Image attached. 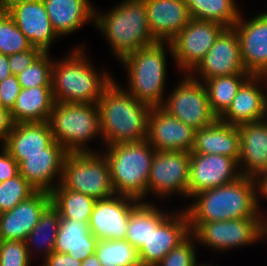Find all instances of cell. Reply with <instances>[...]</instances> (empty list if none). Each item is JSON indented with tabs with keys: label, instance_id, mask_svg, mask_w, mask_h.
Wrapping results in <instances>:
<instances>
[{
	"label": "cell",
	"instance_id": "60d3db41",
	"mask_svg": "<svg viewBox=\"0 0 267 266\" xmlns=\"http://www.w3.org/2000/svg\"><path fill=\"white\" fill-rule=\"evenodd\" d=\"M21 89L22 87L16 75H11L0 82V102L2 107L11 111Z\"/></svg>",
	"mask_w": 267,
	"mask_h": 266
},
{
	"label": "cell",
	"instance_id": "d4e9b609",
	"mask_svg": "<svg viewBox=\"0 0 267 266\" xmlns=\"http://www.w3.org/2000/svg\"><path fill=\"white\" fill-rule=\"evenodd\" d=\"M53 141L48 122L18 123L2 146L19 164L23 155L47 154V147Z\"/></svg>",
	"mask_w": 267,
	"mask_h": 266
},
{
	"label": "cell",
	"instance_id": "8fae6325",
	"mask_svg": "<svg viewBox=\"0 0 267 266\" xmlns=\"http://www.w3.org/2000/svg\"><path fill=\"white\" fill-rule=\"evenodd\" d=\"M225 28L214 21L191 19L170 42H166L177 67L189 74Z\"/></svg>",
	"mask_w": 267,
	"mask_h": 266
},
{
	"label": "cell",
	"instance_id": "52a82bcc",
	"mask_svg": "<svg viewBox=\"0 0 267 266\" xmlns=\"http://www.w3.org/2000/svg\"><path fill=\"white\" fill-rule=\"evenodd\" d=\"M48 124L53 139L68 153L93 152L85 148L87 141L102 138L97 103L54 102Z\"/></svg>",
	"mask_w": 267,
	"mask_h": 266
},
{
	"label": "cell",
	"instance_id": "6da1fadb",
	"mask_svg": "<svg viewBox=\"0 0 267 266\" xmlns=\"http://www.w3.org/2000/svg\"><path fill=\"white\" fill-rule=\"evenodd\" d=\"M258 179L242 176L236 181L193 196L185 207L189 223L261 217L259 212Z\"/></svg>",
	"mask_w": 267,
	"mask_h": 266
},
{
	"label": "cell",
	"instance_id": "ba28073f",
	"mask_svg": "<svg viewBox=\"0 0 267 266\" xmlns=\"http://www.w3.org/2000/svg\"><path fill=\"white\" fill-rule=\"evenodd\" d=\"M60 184L65 189L86 194L96 200L115 194L109 163L105 155L98 151L67 153Z\"/></svg>",
	"mask_w": 267,
	"mask_h": 266
},
{
	"label": "cell",
	"instance_id": "c3c4849f",
	"mask_svg": "<svg viewBox=\"0 0 267 266\" xmlns=\"http://www.w3.org/2000/svg\"><path fill=\"white\" fill-rule=\"evenodd\" d=\"M28 0H0V12H7L13 6Z\"/></svg>",
	"mask_w": 267,
	"mask_h": 266
},
{
	"label": "cell",
	"instance_id": "e575fe53",
	"mask_svg": "<svg viewBox=\"0 0 267 266\" xmlns=\"http://www.w3.org/2000/svg\"><path fill=\"white\" fill-rule=\"evenodd\" d=\"M95 255L101 266H141L138 249L128 240H98Z\"/></svg>",
	"mask_w": 267,
	"mask_h": 266
},
{
	"label": "cell",
	"instance_id": "ac0fdd59",
	"mask_svg": "<svg viewBox=\"0 0 267 266\" xmlns=\"http://www.w3.org/2000/svg\"><path fill=\"white\" fill-rule=\"evenodd\" d=\"M190 234L189 218L183 208L170 215L155 229L138 250L141 266H156L169 251Z\"/></svg>",
	"mask_w": 267,
	"mask_h": 266
},
{
	"label": "cell",
	"instance_id": "8d00e7d4",
	"mask_svg": "<svg viewBox=\"0 0 267 266\" xmlns=\"http://www.w3.org/2000/svg\"><path fill=\"white\" fill-rule=\"evenodd\" d=\"M36 190L20 175L0 183V213L12 210Z\"/></svg>",
	"mask_w": 267,
	"mask_h": 266
},
{
	"label": "cell",
	"instance_id": "e0dca14e",
	"mask_svg": "<svg viewBox=\"0 0 267 266\" xmlns=\"http://www.w3.org/2000/svg\"><path fill=\"white\" fill-rule=\"evenodd\" d=\"M233 28L237 32L246 72L253 76H267V11L248 21L240 15Z\"/></svg>",
	"mask_w": 267,
	"mask_h": 266
},
{
	"label": "cell",
	"instance_id": "ab89813d",
	"mask_svg": "<svg viewBox=\"0 0 267 266\" xmlns=\"http://www.w3.org/2000/svg\"><path fill=\"white\" fill-rule=\"evenodd\" d=\"M30 262L25 241L0 242V266H30Z\"/></svg>",
	"mask_w": 267,
	"mask_h": 266
},
{
	"label": "cell",
	"instance_id": "9a60e30c",
	"mask_svg": "<svg viewBox=\"0 0 267 266\" xmlns=\"http://www.w3.org/2000/svg\"><path fill=\"white\" fill-rule=\"evenodd\" d=\"M238 167L236 159L224 155L190 153L188 197L236 181L242 177Z\"/></svg>",
	"mask_w": 267,
	"mask_h": 266
},
{
	"label": "cell",
	"instance_id": "f1b7e54d",
	"mask_svg": "<svg viewBox=\"0 0 267 266\" xmlns=\"http://www.w3.org/2000/svg\"><path fill=\"white\" fill-rule=\"evenodd\" d=\"M54 102L51 86L22 88L10 111L12 120L15 124L48 122Z\"/></svg>",
	"mask_w": 267,
	"mask_h": 266
},
{
	"label": "cell",
	"instance_id": "f546056e",
	"mask_svg": "<svg viewBox=\"0 0 267 266\" xmlns=\"http://www.w3.org/2000/svg\"><path fill=\"white\" fill-rule=\"evenodd\" d=\"M169 215L152 203L141 201L131 212L125 239L139 250L147 242L152 230H155Z\"/></svg>",
	"mask_w": 267,
	"mask_h": 266
},
{
	"label": "cell",
	"instance_id": "b9f144b4",
	"mask_svg": "<svg viewBox=\"0 0 267 266\" xmlns=\"http://www.w3.org/2000/svg\"><path fill=\"white\" fill-rule=\"evenodd\" d=\"M43 52L39 48L31 47L29 50L8 55V63L12 75H18L30 66Z\"/></svg>",
	"mask_w": 267,
	"mask_h": 266
},
{
	"label": "cell",
	"instance_id": "d6986e66",
	"mask_svg": "<svg viewBox=\"0 0 267 266\" xmlns=\"http://www.w3.org/2000/svg\"><path fill=\"white\" fill-rule=\"evenodd\" d=\"M263 83H267V76L251 75L241 85L228 109L218 119L233 126L265 119L267 116V84L264 90L261 89Z\"/></svg>",
	"mask_w": 267,
	"mask_h": 266
},
{
	"label": "cell",
	"instance_id": "1f68e13d",
	"mask_svg": "<svg viewBox=\"0 0 267 266\" xmlns=\"http://www.w3.org/2000/svg\"><path fill=\"white\" fill-rule=\"evenodd\" d=\"M97 200L86 194L65 189L61 184L51 192V204L58 210L60 217L89 223Z\"/></svg>",
	"mask_w": 267,
	"mask_h": 266
},
{
	"label": "cell",
	"instance_id": "74e56055",
	"mask_svg": "<svg viewBox=\"0 0 267 266\" xmlns=\"http://www.w3.org/2000/svg\"><path fill=\"white\" fill-rule=\"evenodd\" d=\"M42 53L30 66L17 75L22 88L51 86L53 61Z\"/></svg>",
	"mask_w": 267,
	"mask_h": 266
},
{
	"label": "cell",
	"instance_id": "4dcf8cb0",
	"mask_svg": "<svg viewBox=\"0 0 267 266\" xmlns=\"http://www.w3.org/2000/svg\"><path fill=\"white\" fill-rule=\"evenodd\" d=\"M191 19L214 21L232 28L241 12L235 0H185Z\"/></svg>",
	"mask_w": 267,
	"mask_h": 266
},
{
	"label": "cell",
	"instance_id": "bcb514c9",
	"mask_svg": "<svg viewBox=\"0 0 267 266\" xmlns=\"http://www.w3.org/2000/svg\"><path fill=\"white\" fill-rule=\"evenodd\" d=\"M11 75L12 73L8 63V56L0 53V82Z\"/></svg>",
	"mask_w": 267,
	"mask_h": 266
},
{
	"label": "cell",
	"instance_id": "2e32d148",
	"mask_svg": "<svg viewBox=\"0 0 267 266\" xmlns=\"http://www.w3.org/2000/svg\"><path fill=\"white\" fill-rule=\"evenodd\" d=\"M195 130L161 106L152 107L148 116L146 141L156 151L192 152Z\"/></svg>",
	"mask_w": 267,
	"mask_h": 266
},
{
	"label": "cell",
	"instance_id": "f907efd6",
	"mask_svg": "<svg viewBox=\"0 0 267 266\" xmlns=\"http://www.w3.org/2000/svg\"><path fill=\"white\" fill-rule=\"evenodd\" d=\"M263 238L267 239V218L264 219V236Z\"/></svg>",
	"mask_w": 267,
	"mask_h": 266
},
{
	"label": "cell",
	"instance_id": "603a6c76",
	"mask_svg": "<svg viewBox=\"0 0 267 266\" xmlns=\"http://www.w3.org/2000/svg\"><path fill=\"white\" fill-rule=\"evenodd\" d=\"M148 25L158 42H170L191 20L185 0H144Z\"/></svg>",
	"mask_w": 267,
	"mask_h": 266
},
{
	"label": "cell",
	"instance_id": "ee69618b",
	"mask_svg": "<svg viewBox=\"0 0 267 266\" xmlns=\"http://www.w3.org/2000/svg\"><path fill=\"white\" fill-rule=\"evenodd\" d=\"M82 261L67 253L52 252L44 259L43 266H81Z\"/></svg>",
	"mask_w": 267,
	"mask_h": 266
},
{
	"label": "cell",
	"instance_id": "8992f818",
	"mask_svg": "<svg viewBox=\"0 0 267 266\" xmlns=\"http://www.w3.org/2000/svg\"><path fill=\"white\" fill-rule=\"evenodd\" d=\"M165 45L166 42H157L130 52L119 60L127 69V91L138 101L151 107L162 106L165 100Z\"/></svg>",
	"mask_w": 267,
	"mask_h": 266
},
{
	"label": "cell",
	"instance_id": "4316f807",
	"mask_svg": "<svg viewBox=\"0 0 267 266\" xmlns=\"http://www.w3.org/2000/svg\"><path fill=\"white\" fill-rule=\"evenodd\" d=\"M191 153L219 154L239 161L240 135L237 126L217 119L213 124L196 130Z\"/></svg>",
	"mask_w": 267,
	"mask_h": 266
},
{
	"label": "cell",
	"instance_id": "4fadbf2b",
	"mask_svg": "<svg viewBox=\"0 0 267 266\" xmlns=\"http://www.w3.org/2000/svg\"><path fill=\"white\" fill-rule=\"evenodd\" d=\"M193 72L195 74L197 72V74L195 75ZM236 74L249 73L246 72L241 60L237 32L233 27L225 28L189 75L200 82H204L214 77ZM197 76H200L202 81Z\"/></svg>",
	"mask_w": 267,
	"mask_h": 266
},
{
	"label": "cell",
	"instance_id": "30bf717a",
	"mask_svg": "<svg viewBox=\"0 0 267 266\" xmlns=\"http://www.w3.org/2000/svg\"><path fill=\"white\" fill-rule=\"evenodd\" d=\"M184 74L183 80L170 92L161 107L196 131L213 124L218 117L210 108L204 83Z\"/></svg>",
	"mask_w": 267,
	"mask_h": 266
},
{
	"label": "cell",
	"instance_id": "484cf974",
	"mask_svg": "<svg viewBox=\"0 0 267 266\" xmlns=\"http://www.w3.org/2000/svg\"><path fill=\"white\" fill-rule=\"evenodd\" d=\"M57 36L75 32L87 22L93 23L95 7L90 0H42Z\"/></svg>",
	"mask_w": 267,
	"mask_h": 266
},
{
	"label": "cell",
	"instance_id": "d6a6232c",
	"mask_svg": "<svg viewBox=\"0 0 267 266\" xmlns=\"http://www.w3.org/2000/svg\"><path fill=\"white\" fill-rule=\"evenodd\" d=\"M59 225L60 214L58 210L50 204L41 214L38 223L25 239V244L30 258L33 256L31 253L36 251L34 248H36L39 252L44 250L43 253L45 255L42 256L43 259H46L54 251L55 239L59 230Z\"/></svg>",
	"mask_w": 267,
	"mask_h": 266
},
{
	"label": "cell",
	"instance_id": "f35d334b",
	"mask_svg": "<svg viewBox=\"0 0 267 266\" xmlns=\"http://www.w3.org/2000/svg\"><path fill=\"white\" fill-rule=\"evenodd\" d=\"M192 239L194 236L190 233L181 243L169 251L156 266H195L197 253L196 244L192 242Z\"/></svg>",
	"mask_w": 267,
	"mask_h": 266
},
{
	"label": "cell",
	"instance_id": "7a4b0ae2",
	"mask_svg": "<svg viewBox=\"0 0 267 266\" xmlns=\"http://www.w3.org/2000/svg\"><path fill=\"white\" fill-rule=\"evenodd\" d=\"M97 107L106 146L146 140L152 107L118 86L115 79L104 89Z\"/></svg>",
	"mask_w": 267,
	"mask_h": 266
},
{
	"label": "cell",
	"instance_id": "277c9868",
	"mask_svg": "<svg viewBox=\"0 0 267 266\" xmlns=\"http://www.w3.org/2000/svg\"><path fill=\"white\" fill-rule=\"evenodd\" d=\"M84 55L83 46L60 61H53L51 88L55 102L97 103L114 80L107 72L98 74Z\"/></svg>",
	"mask_w": 267,
	"mask_h": 266
},
{
	"label": "cell",
	"instance_id": "f6af8a7d",
	"mask_svg": "<svg viewBox=\"0 0 267 266\" xmlns=\"http://www.w3.org/2000/svg\"><path fill=\"white\" fill-rule=\"evenodd\" d=\"M14 124L10 111L0 107V141L2 140V144L7 140Z\"/></svg>",
	"mask_w": 267,
	"mask_h": 266
},
{
	"label": "cell",
	"instance_id": "cb8c5ba5",
	"mask_svg": "<svg viewBox=\"0 0 267 266\" xmlns=\"http://www.w3.org/2000/svg\"><path fill=\"white\" fill-rule=\"evenodd\" d=\"M266 119L267 117L257 122L243 123L237 126L240 135L238 164L242 176L258 178L267 170Z\"/></svg>",
	"mask_w": 267,
	"mask_h": 266
},
{
	"label": "cell",
	"instance_id": "7402d4cb",
	"mask_svg": "<svg viewBox=\"0 0 267 266\" xmlns=\"http://www.w3.org/2000/svg\"><path fill=\"white\" fill-rule=\"evenodd\" d=\"M30 45L48 53L52 42L60 38L54 32L42 0H28L7 11Z\"/></svg>",
	"mask_w": 267,
	"mask_h": 266
},
{
	"label": "cell",
	"instance_id": "5bb4252c",
	"mask_svg": "<svg viewBox=\"0 0 267 266\" xmlns=\"http://www.w3.org/2000/svg\"><path fill=\"white\" fill-rule=\"evenodd\" d=\"M140 202L118 194L97 200L88 223L90 232L97 240L125 239L131 212Z\"/></svg>",
	"mask_w": 267,
	"mask_h": 266
},
{
	"label": "cell",
	"instance_id": "836d02e7",
	"mask_svg": "<svg viewBox=\"0 0 267 266\" xmlns=\"http://www.w3.org/2000/svg\"><path fill=\"white\" fill-rule=\"evenodd\" d=\"M250 76V74L218 76L203 82L208 92L210 108L218 118L228 109L238 89Z\"/></svg>",
	"mask_w": 267,
	"mask_h": 266
},
{
	"label": "cell",
	"instance_id": "44dd1931",
	"mask_svg": "<svg viewBox=\"0 0 267 266\" xmlns=\"http://www.w3.org/2000/svg\"><path fill=\"white\" fill-rule=\"evenodd\" d=\"M50 204L51 193L36 191L12 210L0 213V240L25 241Z\"/></svg>",
	"mask_w": 267,
	"mask_h": 266
},
{
	"label": "cell",
	"instance_id": "d590c367",
	"mask_svg": "<svg viewBox=\"0 0 267 266\" xmlns=\"http://www.w3.org/2000/svg\"><path fill=\"white\" fill-rule=\"evenodd\" d=\"M29 41L7 12H0V53L11 55L31 48Z\"/></svg>",
	"mask_w": 267,
	"mask_h": 266
},
{
	"label": "cell",
	"instance_id": "5b68a950",
	"mask_svg": "<svg viewBox=\"0 0 267 266\" xmlns=\"http://www.w3.org/2000/svg\"><path fill=\"white\" fill-rule=\"evenodd\" d=\"M156 150L146 141L113 144L105 155L115 194L143 201Z\"/></svg>",
	"mask_w": 267,
	"mask_h": 266
},
{
	"label": "cell",
	"instance_id": "ffe728a7",
	"mask_svg": "<svg viewBox=\"0 0 267 266\" xmlns=\"http://www.w3.org/2000/svg\"><path fill=\"white\" fill-rule=\"evenodd\" d=\"M67 153L65 148L54 140L47 147V154L23 155V160L18 164L19 174L36 191L51 193L61 182ZM55 178H58L59 183L53 184Z\"/></svg>",
	"mask_w": 267,
	"mask_h": 266
},
{
	"label": "cell",
	"instance_id": "7dc6e473",
	"mask_svg": "<svg viewBox=\"0 0 267 266\" xmlns=\"http://www.w3.org/2000/svg\"><path fill=\"white\" fill-rule=\"evenodd\" d=\"M257 179L259 194L267 199V170Z\"/></svg>",
	"mask_w": 267,
	"mask_h": 266
},
{
	"label": "cell",
	"instance_id": "9c48e42d",
	"mask_svg": "<svg viewBox=\"0 0 267 266\" xmlns=\"http://www.w3.org/2000/svg\"><path fill=\"white\" fill-rule=\"evenodd\" d=\"M264 215L242 219L221 220L203 223H189L194 241L213 250L252 245L264 236Z\"/></svg>",
	"mask_w": 267,
	"mask_h": 266
},
{
	"label": "cell",
	"instance_id": "816d5d0a",
	"mask_svg": "<svg viewBox=\"0 0 267 266\" xmlns=\"http://www.w3.org/2000/svg\"><path fill=\"white\" fill-rule=\"evenodd\" d=\"M197 263H198V262H196V265H195V266H211V265H208V264H205V265H204V264H202V263H201V264H197Z\"/></svg>",
	"mask_w": 267,
	"mask_h": 266
},
{
	"label": "cell",
	"instance_id": "681fc988",
	"mask_svg": "<svg viewBox=\"0 0 267 266\" xmlns=\"http://www.w3.org/2000/svg\"><path fill=\"white\" fill-rule=\"evenodd\" d=\"M81 266H101V264L97 256L94 254L82 261Z\"/></svg>",
	"mask_w": 267,
	"mask_h": 266
},
{
	"label": "cell",
	"instance_id": "7c38bea8",
	"mask_svg": "<svg viewBox=\"0 0 267 266\" xmlns=\"http://www.w3.org/2000/svg\"><path fill=\"white\" fill-rule=\"evenodd\" d=\"M190 153L182 151H156L150 169L147 194L159 197L178 194L188 196Z\"/></svg>",
	"mask_w": 267,
	"mask_h": 266
},
{
	"label": "cell",
	"instance_id": "7bdbcfd3",
	"mask_svg": "<svg viewBox=\"0 0 267 266\" xmlns=\"http://www.w3.org/2000/svg\"><path fill=\"white\" fill-rule=\"evenodd\" d=\"M0 183L14 178L19 174L18 163L0 143Z\"/></svg>",
	"mask_w": 267,
	"mask_h": 266
},
{
	"label": "cell",
	"instance_id": "3957f363",
	"mask_svg": "<svg viewBox=\"0 0 267 266\" xmlns=\"http://www.w3.org/2000/svg\"><path fill=\"white\" fill-rule=\"evenodd\" d=\"M97 13L95 9L94 25L118 60L158 42L149 29L144 0H123L109 12Z\"/></svg>",
	"mask_w": 267,
	"mask_h": 266
},
{
	"label": "cell",
	"instance_id": "83f0119b",
	"mask_svg": "<svg viewBox=\"0 0 267 266\" xmlns=\"http://www.w3.org/2000/svg\"><path fill=\"white\" fill-rule=\"evenodd\" d=\"M97 241L90 232L88 223L60 217L54 252L67 253L77 260L84 261L95 254Z\"/></svg>",
	"mask_w": 267,
	"mask_h": 266
}]
</instances>
